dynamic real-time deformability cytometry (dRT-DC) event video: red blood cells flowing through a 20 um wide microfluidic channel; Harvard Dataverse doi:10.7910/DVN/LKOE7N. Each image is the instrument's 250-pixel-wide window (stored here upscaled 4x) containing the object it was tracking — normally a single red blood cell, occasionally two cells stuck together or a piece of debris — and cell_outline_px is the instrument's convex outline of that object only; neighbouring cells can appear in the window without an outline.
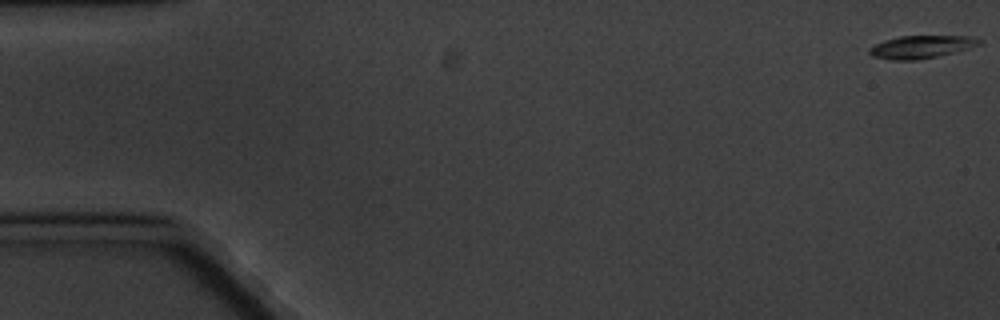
{"species": "common noctule bat (a hibernating species)", "species_latin": "Nyctalus noctula", "temperature_condition": "cold", "stored_images_in_passage": 5, "camera_frame_rate_fps": 3000, "um_per_image_px": 0.085, "animal": {"sex": "male", "body_mass_g": 20.1, "forearm_length_mm": 53.5}, "frame": {"image": 1, "passage_image": 1, "time_ms": 0.0, "image_size_px": [1000, 320], "cell_outline_px": [[984, 40], [980, 44], [968, 48], [936, 56], [916, 60], [892, 60], [872, 56], [868, 52], [868, 48], [884, 40], [900, 36], [972, 36]], "centroid_in_image_um": [78.29, 3.97], "position_along_channel_um": 6.7, "area_um2": 14.45}}
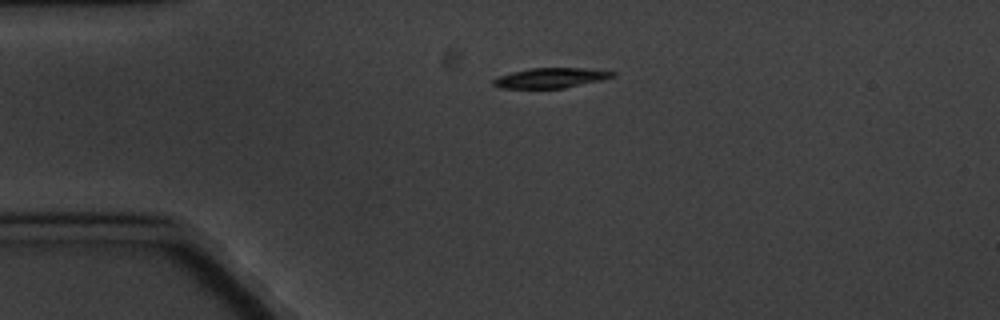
{"frame": {"image": 2, "passage_image": 4, "time_ms": 4.333, "image_size_px": [1000, 320], "cell_outline_px": [[616, 76], [600, 80], [564, 88], [500, 88], [492, 84], [492, 80], [500, 76], [512, 72], [532, 68], [584, 68], [616, 72]], "centroid_in_image_um": [46.81, 6.62], "position_along_channel_um": 38.2, "area_um2": 13.76}}